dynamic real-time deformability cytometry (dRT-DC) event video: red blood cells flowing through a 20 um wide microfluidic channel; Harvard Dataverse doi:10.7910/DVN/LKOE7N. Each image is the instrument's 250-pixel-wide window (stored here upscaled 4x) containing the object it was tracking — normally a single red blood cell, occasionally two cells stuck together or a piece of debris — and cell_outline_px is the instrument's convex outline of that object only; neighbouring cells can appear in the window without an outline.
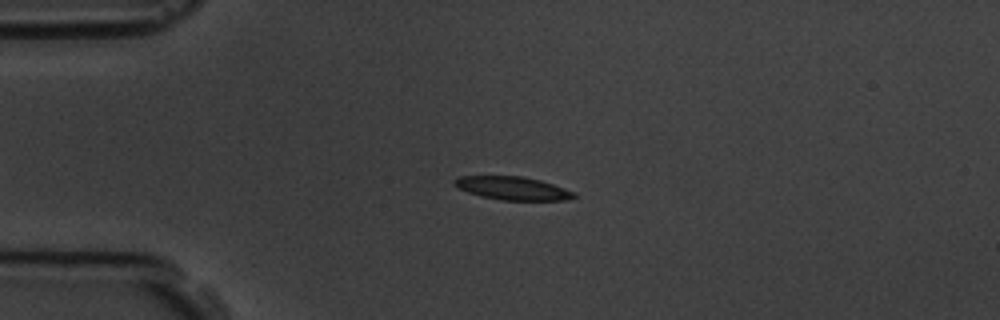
{"species": "common noctule bat (a hibernating species)", "species_latin": "Nyctalus noctula", "temperature_condition": "room temperature", "stored_images_in_passage": 9, "camera_frame_rate_fps": 3000, "um_per_image_px": 0.085, "animal": {"sex": "male", "body_mass_g": 19.5, "forearm_length_mm": 54.6}, "frame": {"image": 1, "passage_image": 3, "time_ms": 2.333, "image_size_px": [1000, 320], "cell_outline_px": [[576, 196], [568, 200], [500, 200], [480, 196], [456, 188], [452, 180], [460, 176], [524, 176], [540, 180], [576, 192]], "centroid_in_image_um": [43.55, 16.0], "position_along_channel_um": 41.4, "area_um2": 16.3}}
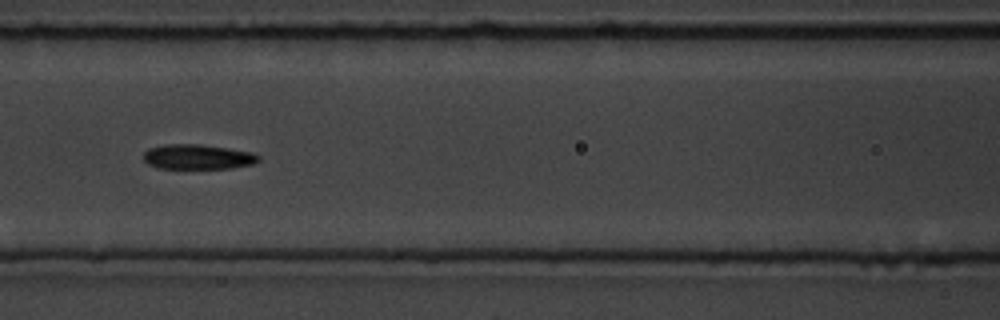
{"frame": {"image": 2, "passage_image": 6, "time_ms": 6.0, "image_size_px": [1000, 320], "cell_outline_px": [[260, 160], [252, 164], [232, 168], [160, 168], [148, 164], [144, 160], [144, 152], [148, 148], [164, 144], [200, 144], [228, 148], [252, 152], [260, 156]], "centroid_in_image_um": [16.81, 13.32], "position_along_channel_um": 149.8, "area_um2": 16.7}}
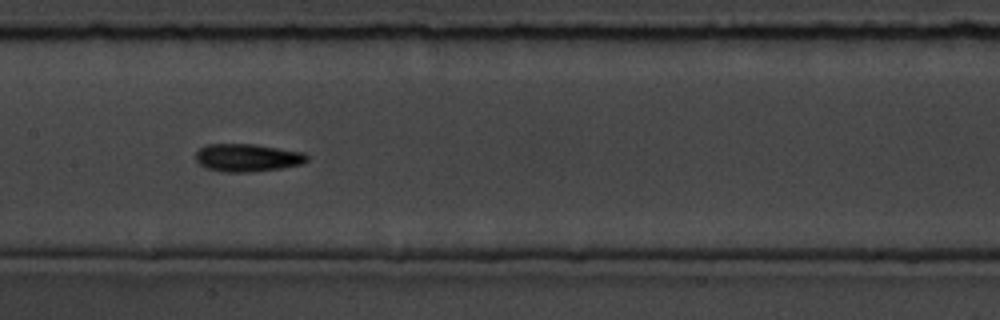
{"frame": {"image": 3, "passage_image": 7, "time_ms": 7.0, "image_size_px": [1000, 320], "cell_outline_px": [[308, 160], [304, 164], [280, 168], [252, 172], [224, 172], [204, 168], [196, 160], [196, 152], [204, 144], [256, 144], [304, 152], [308, 156]], "centroid_in_image_um": [21.03, 13.4], "position_along_channel_um": 186.4, "area_um2": 18.26}}